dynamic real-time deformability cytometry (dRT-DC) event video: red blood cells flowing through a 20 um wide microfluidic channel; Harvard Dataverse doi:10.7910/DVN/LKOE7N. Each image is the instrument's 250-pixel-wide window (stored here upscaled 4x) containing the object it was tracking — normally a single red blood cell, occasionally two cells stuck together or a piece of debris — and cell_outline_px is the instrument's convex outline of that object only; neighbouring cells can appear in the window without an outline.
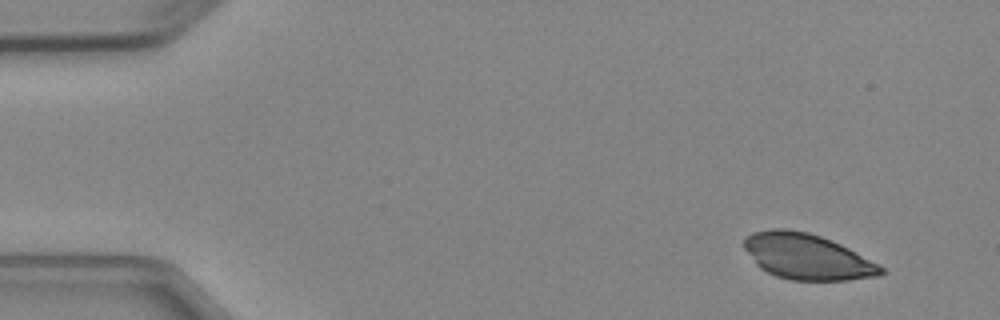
{"species": "Egyptian fruit bat (a non-hibernating species)", "species_latin": "Rousettus aegyptiacus", "temperature_condition": "cold", "stored_images_in_passage": 3, "camera_frame_rate_fps": 3000, "um_per_image_px": 0.085, "animal": {"sex": "female"}, "frame": {"image": 1, "passage_image": 1, "time_ms": 0.0, "image_size_px": [1000, 320], "cell_outline_px": [[888, 272], [880, 276], [848, 280], [792, 280], [776, 276], [760, 268], [756, 264], [744, 248], [744, 236], [752, 232], [772, 228], [788, 228], [808, 232], [832, 240], [848, 248], [884, 268]], "centroid_in_image_um": [68.58, 21.8], "position_along_channel_um": 16.4, "area_um2": 36.47}}